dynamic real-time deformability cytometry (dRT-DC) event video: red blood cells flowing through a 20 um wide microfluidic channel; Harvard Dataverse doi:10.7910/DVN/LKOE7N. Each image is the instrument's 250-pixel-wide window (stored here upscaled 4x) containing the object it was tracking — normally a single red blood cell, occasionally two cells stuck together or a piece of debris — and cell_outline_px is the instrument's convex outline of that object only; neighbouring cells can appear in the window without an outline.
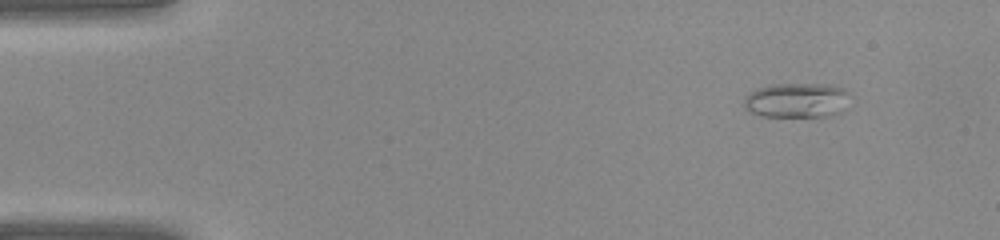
{"species": "common noctule bat (a hibernating species)", "species_latin": "Nyctalus noctula", "temperature_condition": "warm", "stored_images_in_passage": 36, "camera_frame_rate_fps": 3000, "um_per_image_px": 0.085, "animal": {"sex": "female", "body_mass_g": 22.0, "forearm_length_mm": 56.7}, "frame": {"image": 1, "passage_image": 1, "time_ms": 0.0, "image_size_px": [1000, 240], "cell_outline_px": [[852, 96], [840, 112], [832, 116], [760, 116], [748, 112], [744, 104], [744, 100], [756, 88], [772, 84], [828, 84], [844, 88]], "centroid_in_image_um": [67.76, 8.52], "position_along_channel_um": 17.2, "area_um2": 21.62}}
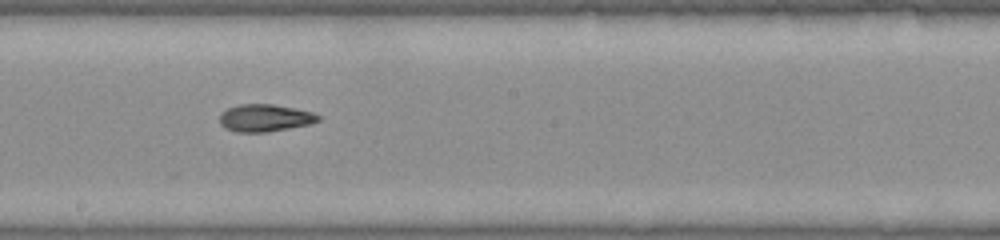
{"frame": {"image": 2, "passage_image": 19, "time_ms": 6.0, "image_size_px": [1000, 240], "cell_outline_px": [[320, 120], [308, 124], [268, 132], [236, 132], [224, 128], [220, 124], [220, 112], [228, 108], [240, 104], [272, 104], [312, 112], [320, 116]], "centroid_in_image_um": [22.47, 10.03], "position_along_channel_um": 225.7, "area_um2": 15.61}}
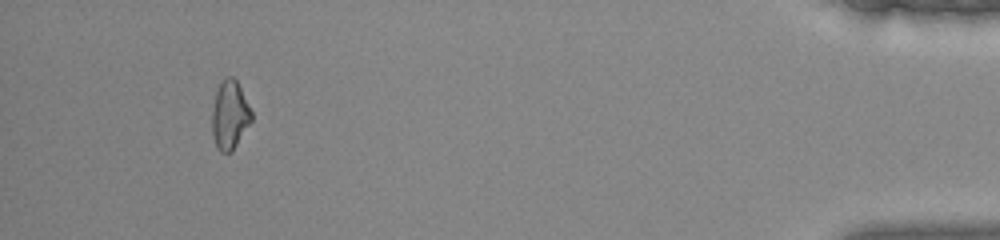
{"frame": {"image": 3, "passage_image": 34, "time_ms": 11.0, "image_size_px": [1000, 240], "cell_outline_px": [[252, 120], [232, 152], [220, 152], [216, 144], [212, 132], [212, 108], [216, 92], [220, 80], [224, 76], [232, 76], [236, 80], [252, 112]], "centroid_in_image_um": [19.52, 9.75], "position_along_channel_um": 415.7, "area_um2": 15.72}}